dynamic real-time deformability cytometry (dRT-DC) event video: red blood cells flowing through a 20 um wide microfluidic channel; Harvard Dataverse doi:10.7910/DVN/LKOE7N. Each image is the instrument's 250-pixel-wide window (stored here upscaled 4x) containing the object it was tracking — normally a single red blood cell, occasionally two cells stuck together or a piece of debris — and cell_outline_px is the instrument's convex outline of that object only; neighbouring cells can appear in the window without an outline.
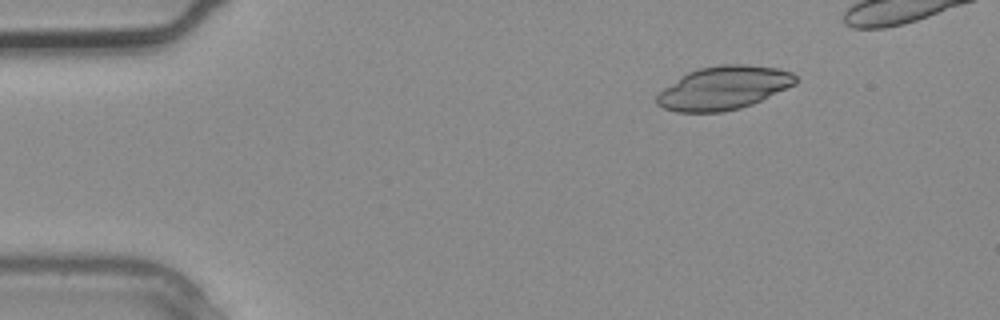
{"species": "common noctule bat (a hibernating species)", "species_latin": "Nyctalus noctula", "temperature_condition": "warm", "stored_images_in_passage": 4, "camera_frame_rate_fps": 3000, "um_per_image_px": 0.085, "animal": {"sex": "male", "body_mass_g": 20.4}, "frame": {"image": 1, "passage_image": 4, "time_ms": 1.0, "image_size_px": [1000, 320], "cell_outline_px": [[796, 84], [752, 104], [740, 108], [724, 112], [676, 112], [664, 108], [656, 104], [656, 96], [664, 88], [688, 72], [700, 68], [720, 64], [744, 64], [776, 68], [792, 72], [796, 76]], "centroid_in_image_um": [61.51, 7.48], "position_along_channel_um": 23.5, "area_um2": 34.91}}